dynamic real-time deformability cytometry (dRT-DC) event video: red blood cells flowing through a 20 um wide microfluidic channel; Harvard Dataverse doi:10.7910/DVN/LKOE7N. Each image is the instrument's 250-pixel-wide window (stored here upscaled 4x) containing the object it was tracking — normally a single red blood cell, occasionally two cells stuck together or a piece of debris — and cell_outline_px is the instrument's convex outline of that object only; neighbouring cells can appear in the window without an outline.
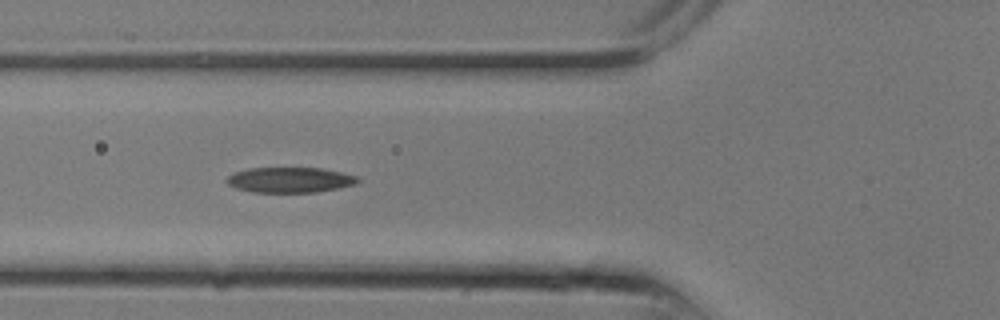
{"species": "common noctule bat (a hibernating species)", "species_latin": "Nyctalus noctula", "temperature_condition": "room temperature", "stored_images_in_passage": 8, "camera_frame_rate_fps": 3000, "um_per_image_px": 0.085, "animal": {"sex": "male", "body_mass_g": 13.3}, "frame": {"image": 1, "passage_image": 4, "time_ms": 1.0, "image_size_px": [1000, 320], "cell_outline_px": [[360, 180], [352, 184], [340, 188], [316, 192], [252, 192], [236, 188], [228, 184], [224, 180], [228, 176], [236, 172], [248, 168], [320, 168], [340, 172], [356, 176]], "centroid_in_image_um": [24.6, 15.29], "position_along_channel_um": 101.2, "area_um2": 19.19}}
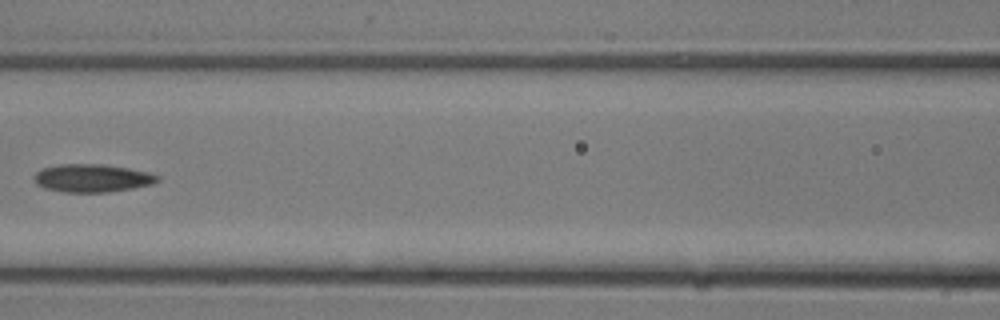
{"frame": {"image": 2, "passage_image": 6, "time_ms": 1.667, "image_size_px": [1000, 320], "cell_outline_px": [[160, 180], [152, 184], [132, 188], [108, 192], [64, 192], [44, 188], [36, 184], [32, 176], [40, 168], [60, 164], [100, 164], [128, 168], [148, 172], [160, 176]], "centroid_in_image_um": [7.8, 15.14], "position_along_channel_um": 158.8, "area_um2": 20.23}}
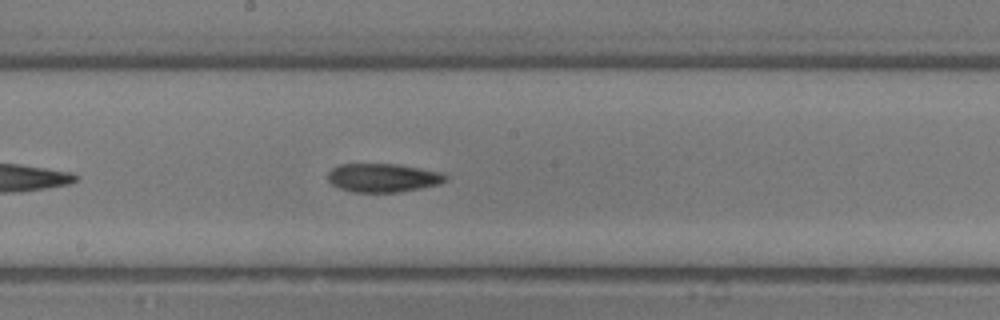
{"frame": {"image": 3, "passage_image": 8, "time_ms": 2.333, "image_size_px": [1000, 320], "cell_outline_px": [[448, 180], [440, 184], [400, 192], [352, 192], [340, 188], [332, 184], [328, 180], [328, 172], [332, 168], [340, 164], [400, 164], [444, 172], [448, 176]], "centroid_in_image_um": [32.61, 15.1], "position_along_channel_um": 215.6, "area_um2": 19.88}}